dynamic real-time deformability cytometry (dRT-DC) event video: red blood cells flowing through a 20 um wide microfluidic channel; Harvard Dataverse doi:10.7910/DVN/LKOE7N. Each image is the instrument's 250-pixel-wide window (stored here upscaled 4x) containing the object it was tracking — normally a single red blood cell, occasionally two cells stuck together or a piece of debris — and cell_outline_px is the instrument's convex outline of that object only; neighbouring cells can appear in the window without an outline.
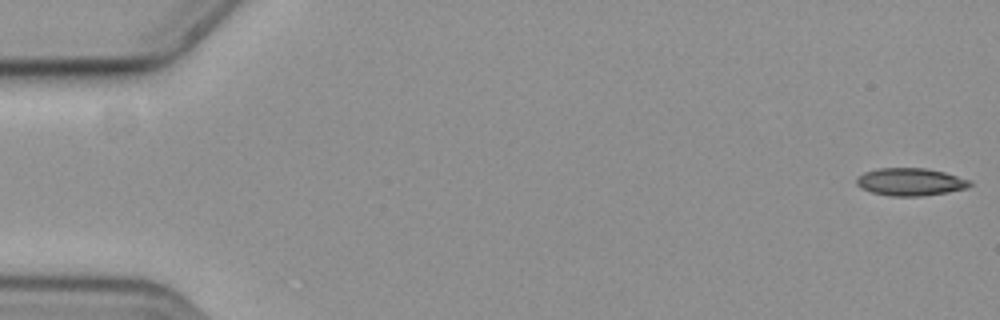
{"species": "common noctule bat (a hibernating species)", "species_latin": "Nyctalus noctula", "temperature_condition": "cold", "stored_images_in_passage": 57, "camera_frame_rate_fps": 3000, "um_per_image_px": 0.085, "animal": {"sex": "female", "body_mass_g": 19.3, "forearm_length_mm": 54.1}, "frame": {"image": 1, "passage_image": 1, "time_ms": 0.0, "image_size_px": [1000, 320], "cell_outline_px": [[972, 184], [964, 188], [948, 192], [920, 196], [892, 196], [872, 192], [860, 188], [856, 184], [856, 176], [864, 172], [880, 168], [924, 168], [944, 172], [972, 180]], "centroid_in_image_um": [77.35, 15.45], "position_along_channel_um": 7.6, "area_um2": 18.21}}
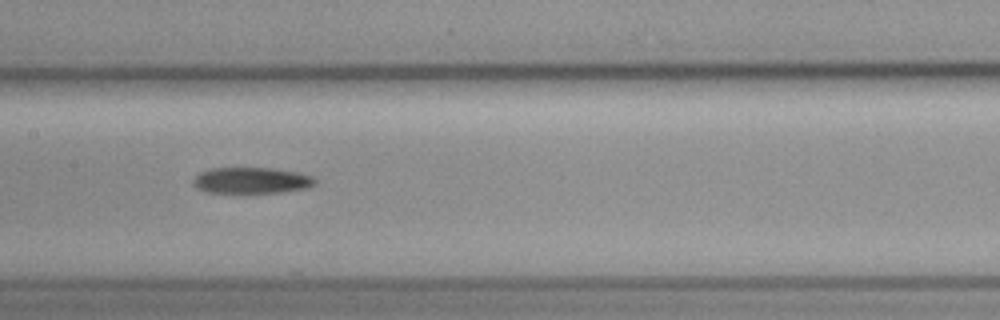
{"frame": {"image": 2, "passage_image": 29, "time_ms": 9.333, "image_size_px": [1000, 320], "cell_outline_px": [[316, 184], [308, 188], [280, 192], [204, 192], [196, 188], [192, 184], [192, 180], [200, 172], [212, 168], [272, 168], [296, 172], [312, 176], [316, 180]], "centroid_in_image_um": [21.36, 15.33], "position_along_channel_um": 186.0, "area_um2": 18.5}}
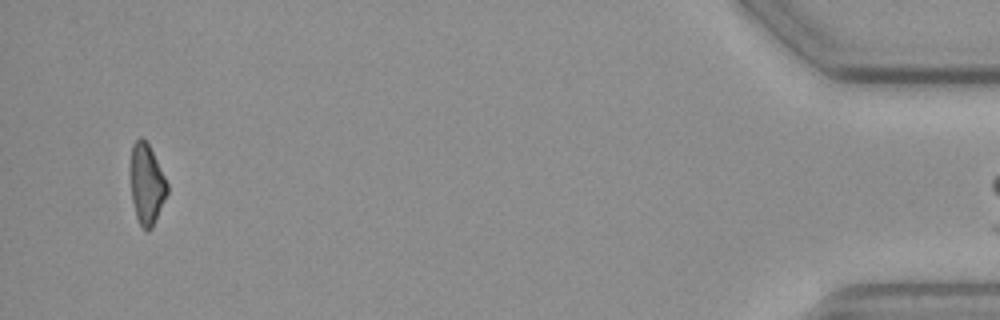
{"frame": {"image": 3, "passage_image": 56, "time_ms": 18.333, "image_size_px": [1000, 320], "cell_outline_px": [[168, 192], [152, 228], [148, 232], [140, 224], [136, 216], [132, 200], [132, 144], [140, 136], [148, 144], [168, 184]], "centroid_in_image_um": [12.49, 15.68], "position_along_channel_um": 422.7, "area_um2": 16.59}}